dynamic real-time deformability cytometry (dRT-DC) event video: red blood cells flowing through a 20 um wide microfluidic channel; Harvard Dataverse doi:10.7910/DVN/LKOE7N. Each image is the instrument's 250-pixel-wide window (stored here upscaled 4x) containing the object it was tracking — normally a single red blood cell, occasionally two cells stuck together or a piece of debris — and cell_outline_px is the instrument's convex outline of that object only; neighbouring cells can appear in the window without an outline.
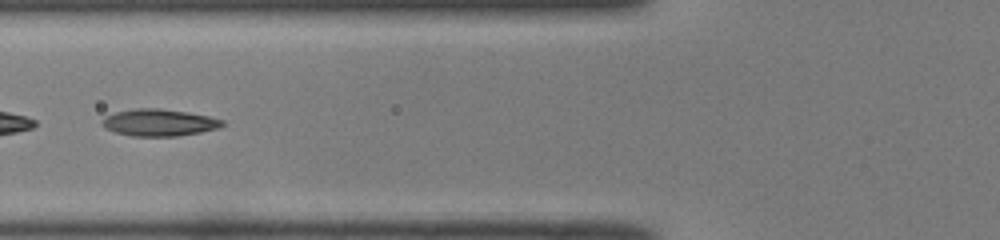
{"species": "common noctule bat (a hibernating species)", "species_latin": "Nyctalus noctula", "temperature_condition": "room temperature", "stored_images_in_passage": 32, "camera_frame_rate_fps": 3000, "um_per_image_px": 0.085, "animal": {"sex": "male", "body_mass_g": 19.0, "forearm_length_mm": 50.8}, "frame": {"image": 1, "passage_image": 5, "time_ms": 1.333, "image_size_px": [1000, 240], "cell_outline_px": [[224, 124], [220, 128], [180, 136], [132, 136], [116, 132], [104, 128], [100, 124], [100, 120], [104, 116], [116, 112], [136, 108], [160, 108], [188, 112], [208, 116], [224, 120]], "centroid_in_image_um": [13.5, 10.41], "position_along_channel_um": 112.3, "area_um2": 19.07}}
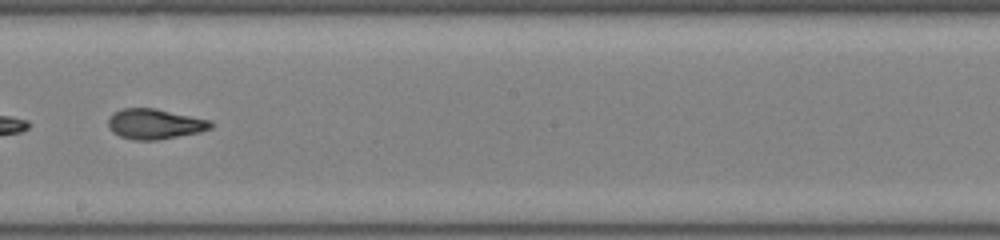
{"frame": {"image": 2, "passage_image": 14, "time_ms": 4.333, "image_size_px": [1000, 240], "cell_outline_px": [[216, 124], [212, 128], [200, 132], [156, 140], [132, 140], [120, 136], [112, 132], [108, 128], [108, 120], [112, 112], [120, 108], [156, 108], [212, 120]], "centroid_in_image_um": [13.17, 10.53], "position_along_channel_um": 235.0, "area_um2": 18.44}}
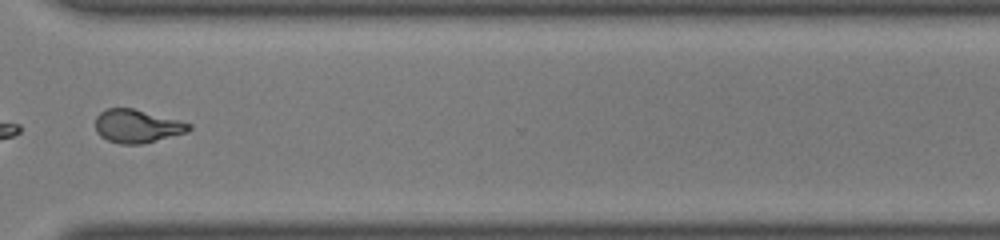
{"frame": {"image": 3, "passage_image": 23, "time_ms": 7.333, "image_size_px": [1000, 240], "cell_outline_px": [[192, 128], [188, 132], [144, 144], [120, 144], [108, 140], [100, 136], [96, 132], [96, 116], [100, 112], [108, 108], [132, 108], [192, 124]], "centroid_in_image_um": [11.65, 10.74], "position_along_channel_um": 359.0, "area_um2": 18.09}, "authors_computed_cell_mechanics": {"area_um2": 18.4093, "velocity_mm_per_s": 4.0937, "shape_relaxation_time_tau1_ms": null, "shape_relaxation_time_tau2_ms": 1.5868, "deformation_change_tau1": null, "deformation_change_tau2": 0.0853}}